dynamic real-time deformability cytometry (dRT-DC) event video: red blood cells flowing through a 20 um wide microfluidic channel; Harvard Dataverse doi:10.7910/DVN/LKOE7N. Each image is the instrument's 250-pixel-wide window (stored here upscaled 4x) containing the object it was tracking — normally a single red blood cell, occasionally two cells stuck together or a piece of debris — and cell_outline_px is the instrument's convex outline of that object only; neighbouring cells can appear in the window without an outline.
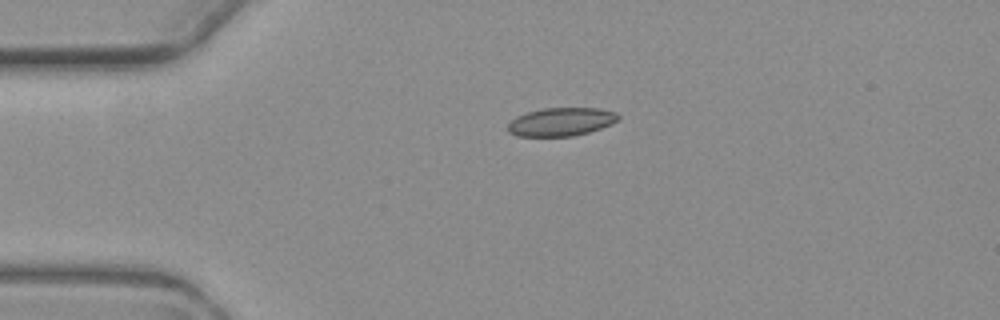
{"species": "common noctule bat (a hibernating species)", "species_latin": "Nyctalus noctula", "temperature_condition": "warm", "stored_images_in_passage": 2, "camera_frame_rate_fps": 3000, "um_per_image_px": 0.085, "animal": {"sex": "female", "body_mass_g": 19.3, "forearm_length_mm": 54.1}, "frame": {"image": 1, "passage_image": 1, "time_ms": 0.0, "image_size_px": [1000, 320], "cell_outline_px": [[620, 120], [612, 124], [588, 132], [572, 136], [516, 136], [508, 132], [508, 124], [516, 116], [528, 112], [544, 108], [600, 108], [616, 112], [620, 116]], "centroid_in_image_um": [47.72, 10.35], "position_along_channel_um": 37.3, "area_um2": 18.26}}